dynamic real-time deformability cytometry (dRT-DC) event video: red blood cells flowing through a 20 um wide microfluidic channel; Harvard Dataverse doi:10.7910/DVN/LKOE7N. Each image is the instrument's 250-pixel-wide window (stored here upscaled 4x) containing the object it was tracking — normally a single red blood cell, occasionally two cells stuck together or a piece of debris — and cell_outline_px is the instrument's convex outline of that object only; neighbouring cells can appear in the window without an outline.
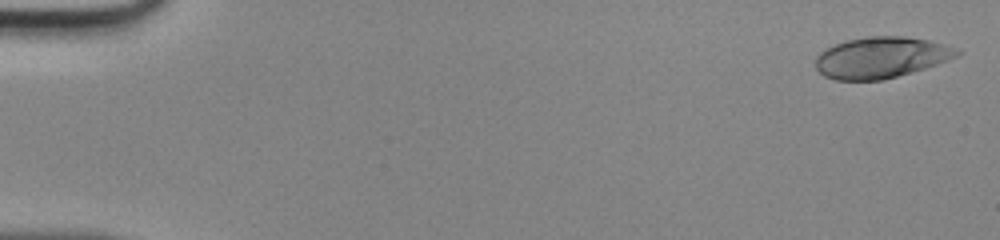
{"species": "human", "species_latin": "Homo sapiens", "temperature_condition": "room temperature", "stored_images_in_passage": 47, "camera_frame_rate_fps": 3000, "um_per_image_px": 0.085, "donor": {"sex": "male"}, "frame": {"image": 1, "passage_image": 1, "time_ms": 0.0, "image_size_px": [1000, 240], "cell_outline_px": [[964, 52], [948, 60], [912, 72], [884, 80], [836, 80], [824, 76], [816, 68], [816, 56], [820, 52], [836, 44], [848, 40], [868, 36], [904, 36], [928, 40], [944, 44], [956, 48]], "centroid_in_image_um": [74.9, 4.89], "position_along_channel_um": 10.1, "area_um2": 33.76}}
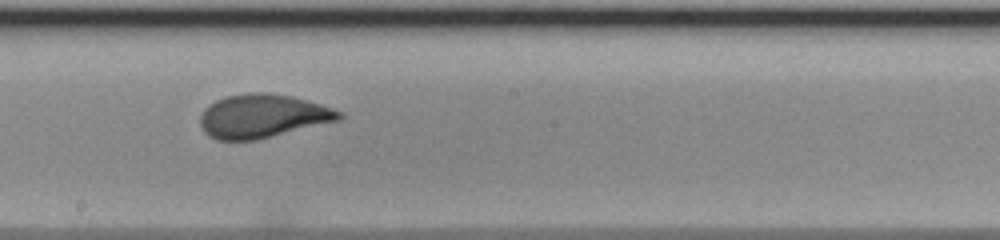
{"frame": {"image": 2, "passage_image": 27, "time_ms": 8.667, "image_size_px": [1000, 240], "cell_outline_px": [[344, 116], [340, 120], [256, 140], [216, 140], [208, 136], [204, 132], [200, 124], [200, 116], [204, 108], [208, 104], [224, 96], [248, 92], [268, 92], [292, 96], [320, 104], [344, 112]], "centroid_in_image_um": [22.3, 9.86], "position_along_channel_um": 225.9, "area_um2": 35.6}}
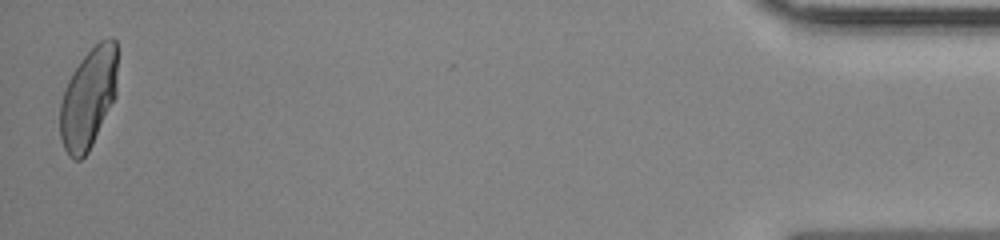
{"frame": {"image": 3, "passage_image": 47, "time_ms": 15.333, "image_size_px": [1000, 240], "cell_outline_px": [[116, 96], [88, 152], [80, 160], [72, 160], [68, 156], [64, 148], [60, 136], [60, 100], [68, 80], [72, 72], [80, 60], [100, 40], [108, 36], [112, 36], [116, 40]], "centroid_in_image_um": [7.5, 8.34], "position_along_channel_um": 427.7, "area_um2": 33.64}}